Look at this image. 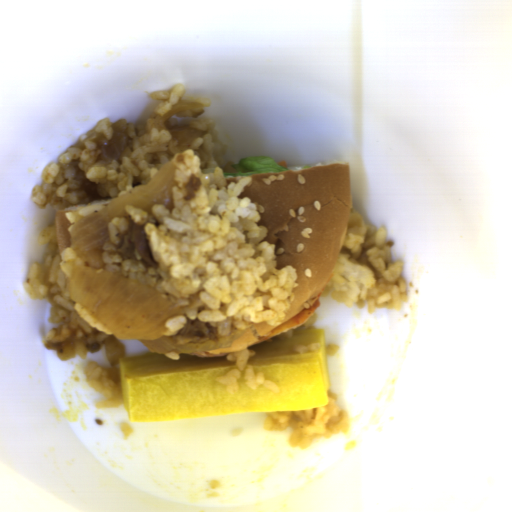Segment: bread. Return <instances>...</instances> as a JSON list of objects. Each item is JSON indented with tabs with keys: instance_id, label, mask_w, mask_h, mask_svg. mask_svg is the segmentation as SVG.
<instances>
[{
	"instance_id": "1",
	"label": "bread",
	"mask_w": 512,
	"mask_h": 512,
	"mask_svg": "<svg viewBox=\"0 0 512 512\" xmlns=\"http://www.w3.org/2000/svg\"><path fill=\"white\" fill-rule=\"evenodd\" d=\"M224 178H251L238 198L256 204L261 216L257 225L267 230L263 239L275 245L276 268H296L290 306L280 326L316 303L333 276L352 213L349 163ZM278 326L254 322L239 329L243 334L229 347L191 355L227 356L265 341L259 338Z\"/></svg>"
},
{
	"instance_id": "2",
	"label": "bread",
	"mask_w": 512,
	"mask_h": 512,
	"mask_svg": "<svg viewBox=\"0 0 512 512\" xmlns=\"http://www.w3.org/2000/svg\"><path fill=\"white\" fill-rule=\"evenodd\" d=\"M118 198L111 197L106 199L92 200L89 202H78L76 205H72L69 207H65L62 209H56L54 215L53 224L56 227V237H57V248L61 253L66 247H72L71 245V235L68 233L73 222H70L67 218L66 214L69 210L78 209L84 206H87L92 203H100L102 208L111 204Z\"/></svg>"
}]
</instances>
